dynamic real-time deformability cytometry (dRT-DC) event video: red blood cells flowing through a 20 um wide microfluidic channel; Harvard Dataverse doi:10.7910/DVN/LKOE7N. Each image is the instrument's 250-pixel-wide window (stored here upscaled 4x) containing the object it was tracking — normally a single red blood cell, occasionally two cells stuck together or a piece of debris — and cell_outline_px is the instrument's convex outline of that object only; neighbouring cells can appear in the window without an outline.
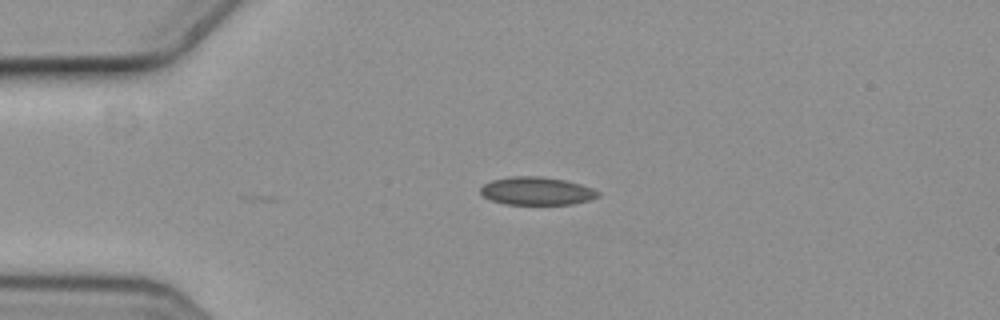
{"species": "common noctule bat (a hibernating species)", "species_latin": "Nyctalus noctula", "temperature_condition": "cold", "stored_images_in_passage": 4, "camera_frame_rate_fps": 3000, "um_per_image_px": 0.085, "animal": {"sex": "female", "body_mass_g": 19.3, "forearm_length_mm": 54.1}, "frame": {"image": 1, "passage_image": 4, "time_ms": 1.0, "image_size_px": [1000, 320], "cell_outline_px": [[600, 196], [588, 200], [572, 204], [504, 204], [492, 200], [484, 196], [480, 192], [480, 188], [484, 184], [492, 180], [512, 176], [540, 176], [564, 180], [580, 184], [592, 188], [600, 192]], "centroid_in_image_um": [45.62, 16.23], "position_along_channel_um": 39.4, "area_um2": 19.07}}